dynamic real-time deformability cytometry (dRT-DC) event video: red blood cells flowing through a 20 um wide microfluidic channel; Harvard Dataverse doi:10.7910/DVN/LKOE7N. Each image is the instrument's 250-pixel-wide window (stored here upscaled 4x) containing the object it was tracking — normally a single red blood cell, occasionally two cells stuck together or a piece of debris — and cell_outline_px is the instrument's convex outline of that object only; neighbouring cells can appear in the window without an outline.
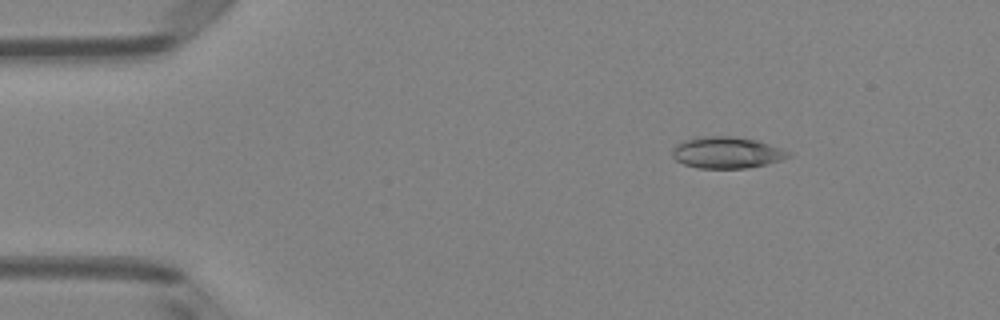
{"species": "Egyptian fruit bat (a non-hibernating species)", "species_latin": "Rousettus aegyptiacus", "temperature_condition": "room temperature", "stored_images_in_passage": 5, "camera_frame_rate_fps": 3000, "um_per_image_px": 0.085, "animal": {"sex": "female"}, "frame": {"image": 1, "passage_image": 3, "time_ms": 0.667, "image_size_px": [1000, 320], "cell_outline_px": [[792, 156], [780, 160], [748, 168], [696, 168], [684, 164], [676, 160], [672, 156], [672, 148], [676, 144], [684, 140], [704, 136], [728, 136], [756, 140], [792, 152]], "centroid_in_image_um": [61.75, 12.97], "position_along_channel_um": 23.2, "area_um2": 21.21}}